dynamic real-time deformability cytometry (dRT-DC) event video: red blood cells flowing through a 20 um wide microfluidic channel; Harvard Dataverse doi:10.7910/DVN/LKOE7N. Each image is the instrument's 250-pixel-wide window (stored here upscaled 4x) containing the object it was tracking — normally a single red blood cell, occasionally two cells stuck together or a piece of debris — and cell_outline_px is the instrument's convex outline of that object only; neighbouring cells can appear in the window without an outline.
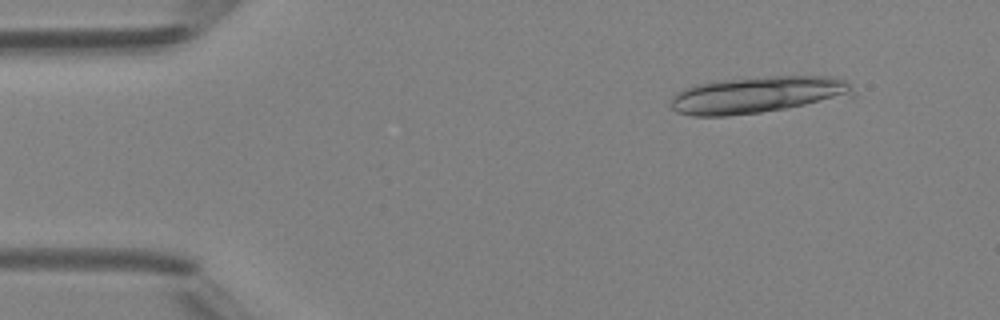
{"species": "Egyptian fruit bat (a non-hibernating species)", "species_latin": "Rousettus aegyptiacus", "temperature_condition": "room temperature", "stored_images_in_passage": 6, "segment_of_instrument_passage": [1, 2], "camera_frame_rate_fps": 3000, "um_per_image_px": 0.085, "animal": {"sex": "female"}, "frame": {"image": 1, "passage_image": 2, "time_ms": 1.333, "image_size_px": [1000, 320], "cell_outline_px": [[856, 96], [760, 112], [728, 116], [692, 116], [676, 112], [672, 108], [672, 96], [676, 92], [684, 88], [696, 84], [712, 80], [776, 76], [836, 76], [844, 80], [848, 84]], "centroid_in_image_um": [64.38, 8.05], "position_along_channel_um": 20.6, "area_um2": 39.07}}